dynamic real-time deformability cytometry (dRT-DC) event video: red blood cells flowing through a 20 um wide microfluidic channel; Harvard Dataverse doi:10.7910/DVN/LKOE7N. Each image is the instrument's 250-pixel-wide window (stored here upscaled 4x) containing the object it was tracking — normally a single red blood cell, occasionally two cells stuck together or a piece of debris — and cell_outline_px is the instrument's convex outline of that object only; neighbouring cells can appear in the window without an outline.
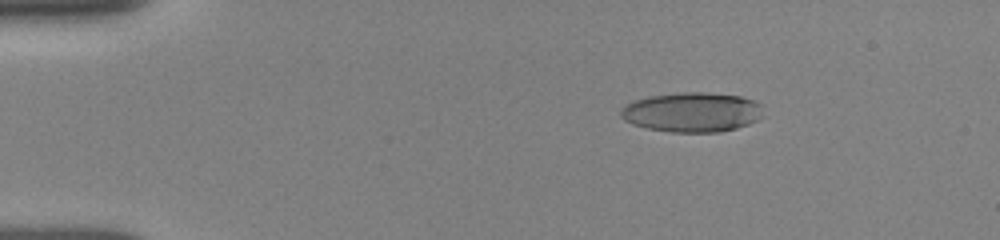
{"species": "human", "species_latin": "Homo sapiens", "temperature_condition": "room temperature", "stored_images_in_passage": 53, "camera_frame_rate_fps": 3000, "um_per_image_px": 0.085, "donor": {"sex": "female"}, "frame": {"image": 1, "passage_image": 12, "time_ms": 2.667, "image_size_px": [1000, 240], "cell_outline_px": [[764, 116], [748, 124], [736, 128], [720, 132], [672, 132], [648, 128], [632, 124], [624, 120], [620, 116], [620, 112], [628, 104], [636, 100], [648, 96], [676, 92], [704, 92], [740, 96], [752, 100], [760, 104]], "centroid_in_image_um": [58.84, 9.53], "position_along_channel_um": 26.2, "area_um2": 32.89}}
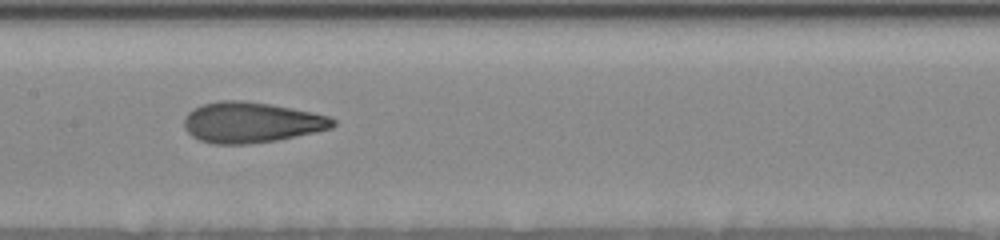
{"frame": {"image": 2, "passage_image": 34, "time_ms": 8.667, "image_size_px": [1000, 240], "cell_outline_px": [[336, 124], [332, 128], [316, 132], [276, 140], [248, 144], [212, 144], [200, 140], [192, 136], [188, 132], [184, 124], [184, 120], [188, 112], [192, 108], [204, 104], [224, 100], [240, 100], [268, 104], [328, 116], [336, 120]], "centroid_in_image_um": [21.34, 10.42], "position_along_channel_um": 186.1, "area_um2": 34.85}}
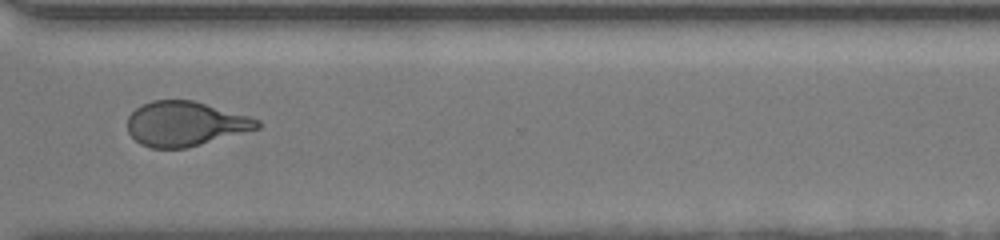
{"frame": {"image": 3, "passage_image": 52, "time_ms": 13.0, "image_size_px": [1000, 240], "cell_outline_px": [[260, 128], [200, 144], [184, 148], [152, 148], [140, 144], [128, 132], [128, 116], [140, 104], [152, 100], [192, 100], [248, 116], [260, 120]], "centroid_in_image_um": [15.71, 10.51], "position_along_channel_um": 354.9, "area_um2": 33.47}}